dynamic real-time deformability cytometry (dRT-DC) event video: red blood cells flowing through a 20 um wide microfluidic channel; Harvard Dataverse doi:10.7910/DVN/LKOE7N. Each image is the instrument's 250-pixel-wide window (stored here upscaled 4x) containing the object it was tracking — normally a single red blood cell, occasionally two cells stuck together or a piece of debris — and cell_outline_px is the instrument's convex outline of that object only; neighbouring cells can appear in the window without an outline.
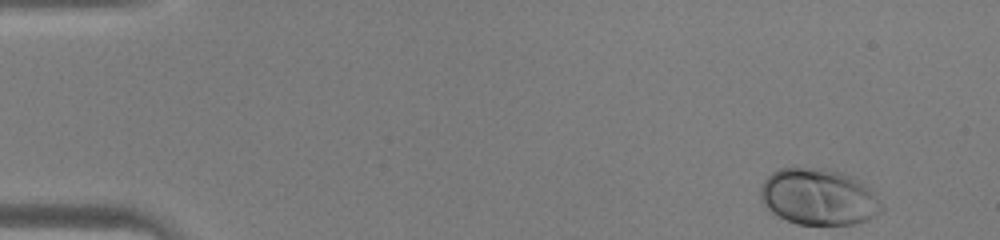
{"species": "human", "species_latin": "Homo sapiens", "temperature_condition": "warm", "stored_images_in_passage": 43, "camera_frame_rate_fps": 3000, "um_per_image_px": 0.085, "donor": {"sex": "male"}, "frame": {"image": 1, "passage_image": 1, "time_ms": 0.0, "image_size_px": [1000, 240], "cell_outline_px": [[884, 212], [868, 220], [852, 224], [796, 224], [772, 212], [760, 200], [760, 188], [764, 180], [772, 172], [780, 168], [824, 168], [856, 176], [872, 192], [884, 208]], "centroid_in_image_um": [69.6, 16.73], "position_along_channel_um": 15.4, "area_um2": 39.82}}
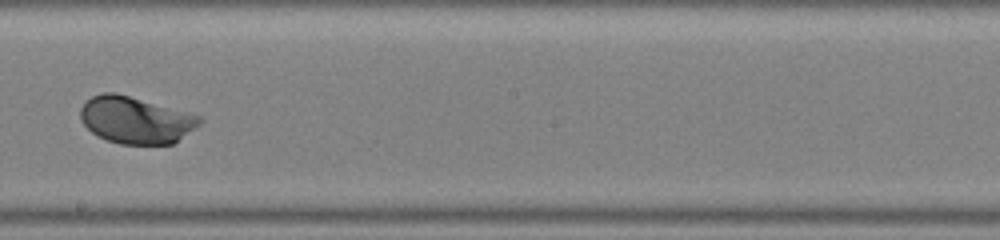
{"frame": {"image": 2, "passage_image": 24, "time_ms": 7.667, "image_size_px": [1000, 240], "cell_outline_px": [[204, 120], [200, 124], [172, 144], [120, 144], [108, 140], [92, 132], [80, 120], [80, 108], [92, 96], [104, 92], [112, 92], [128, 96], [200, 116]], "centroid_in_image_um": [11.52, 10.21], "position_along_channel_um": 236.7, "area_um2": 31.96}}
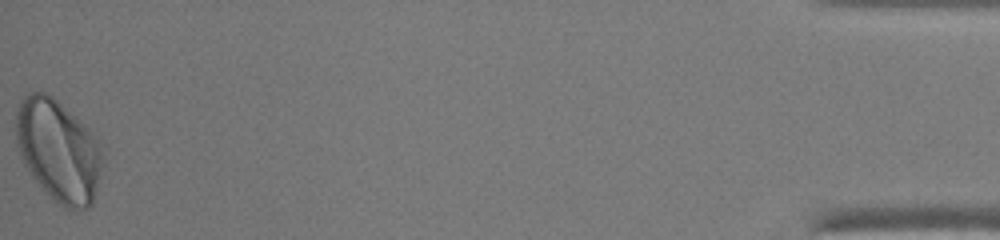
{"frame": {"image": 3, "passage_image": 43, "time_ms": 14.0, "image_size_px": [1000, 240], "cell_outline_px": [[104, 164], [92, 204], [88, 208], [76, 212], [64, 208], [32, 176], [24, 164], [20, 156], [16, 144], [16, 112], [20, 100], [28, 92], [44, 92], [52, 96], [84, 124], [88, 128], [100, 148], [104, 160]], "centroid_in_image_um": [4.96, 12.81], "position_along_channel_um": 430.2, "area_um2": 51.33}}